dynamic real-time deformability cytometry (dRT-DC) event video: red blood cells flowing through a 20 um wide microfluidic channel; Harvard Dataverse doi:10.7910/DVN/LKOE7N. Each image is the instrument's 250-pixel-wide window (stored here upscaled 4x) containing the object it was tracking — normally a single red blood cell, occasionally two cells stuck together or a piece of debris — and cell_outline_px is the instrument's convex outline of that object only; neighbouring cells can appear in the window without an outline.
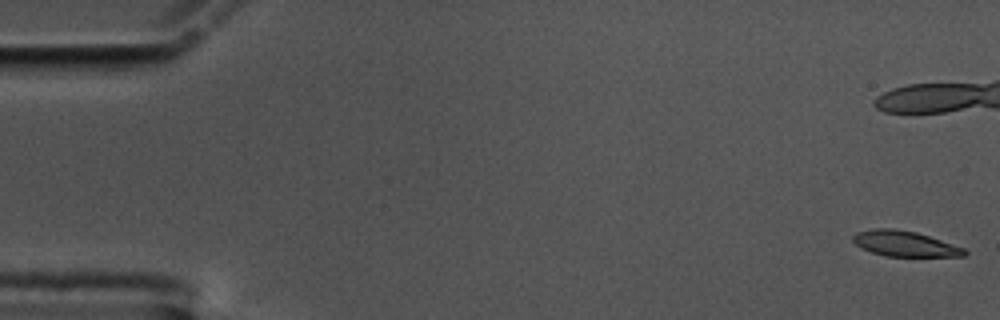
{"species": "common noctule bat (a hibernating species)", "species_latin": "Nyctalus noctula", "temperature_condition": "cold", "stored_images_in_passage": 46, "camera_frame_rate_fps": 3000, "um_per_image_px": 0.085, "animal": {"sex": "male", "body_mass_g": 17.5, "forearm_length_mm": 52.3}, "frame": {"image": 1, "passage_image": 1, "time_ms": 0.0, "image_size_px": [1000, 320], "cell_outline_px": [[968, 252], [964, 256], [884, 256], [860, 248], [852, 240], [852, 236], [856, 232], [872, 228], [892, 228], [916, 232], [964, 248]], "centroid_in_image_um": [76.85, 20.71], "position_along_channel_um": 8.2, "area_um2": 16.47}}